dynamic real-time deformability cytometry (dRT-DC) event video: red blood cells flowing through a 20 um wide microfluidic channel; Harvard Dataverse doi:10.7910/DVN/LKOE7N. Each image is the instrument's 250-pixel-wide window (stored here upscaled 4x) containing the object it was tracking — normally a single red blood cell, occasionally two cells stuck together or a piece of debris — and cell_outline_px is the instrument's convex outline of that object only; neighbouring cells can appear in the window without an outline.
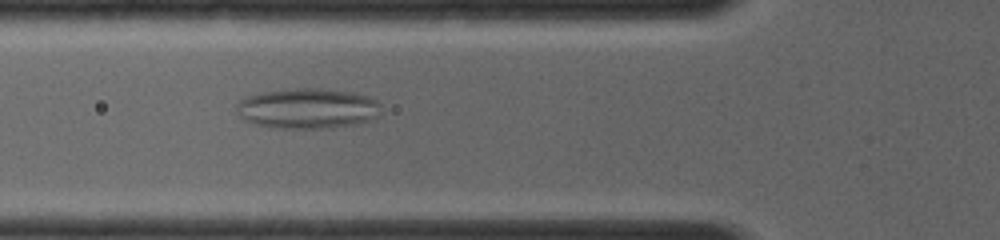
{"species": "common noctule bat (a hibernating species)", "species_latin": "Nyctalus noctula", "temperature_condition": "room temperature", "stored_images_in_passage": 9, "camera_frame_rate_fps": 4000, "um_per_image_px": 0.085, "animal": {"sex": "female", "body_mass_g": 19.0, "forearm_length_mm": 56.7}, "frame": {"image": 1, "passage_image": 6, "time_ms": 1.0, "image_size_px": [1000, 240], "cell_outline_px": [[384, 112], [380, 116], [348, 124], [320, 128], [284, 128], [256, 124], [244, 120], [236, 112], [236, 104], [240, 100], [248, 96], [260, 92], [292, 88], [320, 88], [356, 92], [368, 96], [376, 100], [380, 104]], "centroid_in_image_um": [26.14, 9.18], "position_along_channel_um": 99.7, "area_um2": 33.93}}